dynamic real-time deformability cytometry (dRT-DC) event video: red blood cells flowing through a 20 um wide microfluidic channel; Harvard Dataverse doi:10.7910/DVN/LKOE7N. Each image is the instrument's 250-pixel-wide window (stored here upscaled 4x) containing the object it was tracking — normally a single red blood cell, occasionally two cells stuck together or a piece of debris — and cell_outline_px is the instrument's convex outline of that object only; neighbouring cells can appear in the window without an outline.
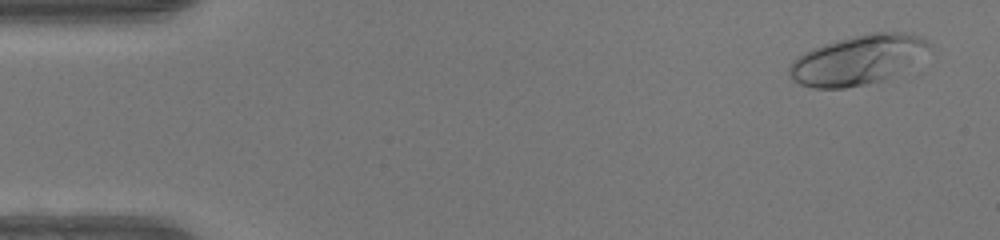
{"species": "human", "species_latin": "Homo sapiens", "temperature_condition": "warm", "stored_images_in_passage": 49, "camera_frame_rate_fps": 3000, "um_per_image_px": 0.085, "donor": {"sex": "female"}, "frame": {"image": 1, "passage_image": 3, "time_ms": 0.667, "image_size_px": [1000, 240], "cell_outline_px": [[932, 48], [880, 80], [864, 84], [844, 88], [812, 88], [800, 84], [792, 80], [788, 76], [788, 68], [792, 60], [804, 52], [812, 48], [836, 40], [852, 36], [872, 32], [904, 32], [928, 40], [932, 44]], "centroid_in_image_um": [72.78, 5.07], "position_along_channel_um": 12.2, "area_um2": 39.36}}
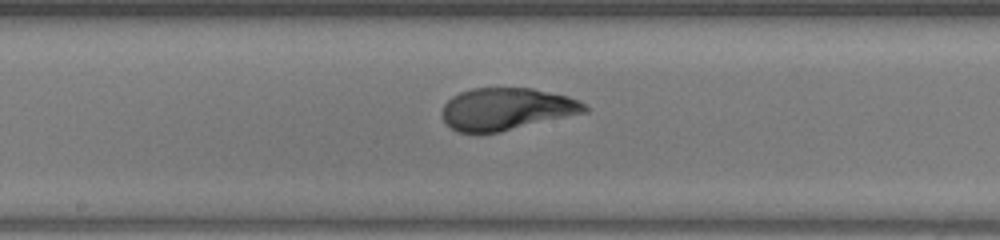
{"frame": {"image": 2, "passage_image": 26, "time_ms": 8.333, "image_size_px": [1000, 240], "cell_outline_px": [[588, 112], [500, 132], [456, 132], [444, 120], [440, 112], [444, 104], [452, 96], [460, 92], [472, 88], [532, 88], [568, 96], [580, 100], [588, 108]], "centroid_in_image_um": [43.06, 9.26], "position_along_channel_um": 205.1, "area_um2": 35.08}}
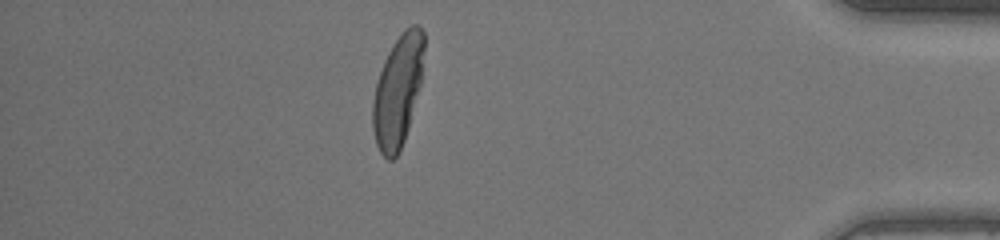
{"frame": {"image": 3, "passage_image": 43, "time_ms": 14.0, "image_size_px": [1000, 240], "cell_outline_px": [[424, 48], [420, 84], [408, 128], [404, 140], [396, 156], [392, 160], [388, 160], [380, 152], [376, 144], [372, 128], [372, 104], [376, 84], [384, 60], [388, 52], [400, 32], [404, 28], [412, 24], [416, 24], [424, 32]], "centroid_in_image_um": [33.8, 7.71], "position_along_channel_um": 401.4, "area_um2": 33.12}, "authors_computed_cell_mechanics": {"area_um2": 35.2002, "velocity_mm_per_s": 4.2292, "shape_relaxation_time_tau1_ms": 5.3538, "shape_relaxation_time_tau2_ms": null, "deformation_change_tau1": 0.2807, "deformation_change_tau2": null}}